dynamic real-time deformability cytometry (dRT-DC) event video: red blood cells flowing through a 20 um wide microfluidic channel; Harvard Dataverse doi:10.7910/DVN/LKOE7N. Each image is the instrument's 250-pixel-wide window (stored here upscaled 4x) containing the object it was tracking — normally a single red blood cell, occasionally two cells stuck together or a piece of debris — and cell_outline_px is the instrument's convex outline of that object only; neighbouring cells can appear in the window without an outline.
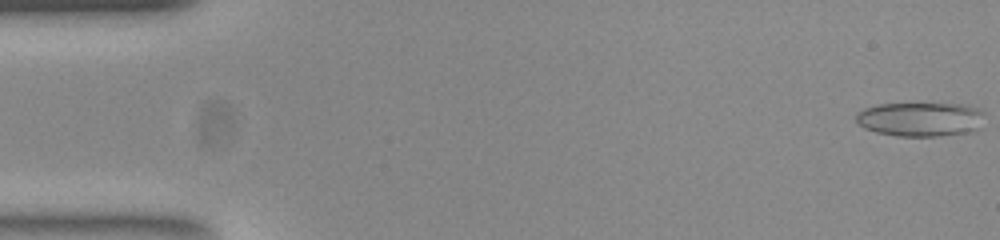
{"species": "common noctule bat (a hibernating species)", "species_latin": "Nyctalus noctula", "temperature_condition": "room temperature", "stored_images_in_passage": 47, "camera_frame_rate_fps": 3000, "um_per_image_px": 0.085, "animal": {"sex": "female", "body_mass_g": 23.0, "forearm_length_mm": 53.4}, "frame": {"image": 1, "passage_image": 1, "time_ms": 0.0, "image_size_px": [1000, 240], "cell_outline_px": [[984, 112], [980, 128], [976, 132], [940, 136], [896, 136], [876, 132], [864, 128], [856, 120], [856, 112], [864, 108], [880, 104], [968, 104], [980, 108]], "centroid_in_image_um": [78.3, 10.14], "position_along_channel_um": 6.7, "area_um2": 26.01}}
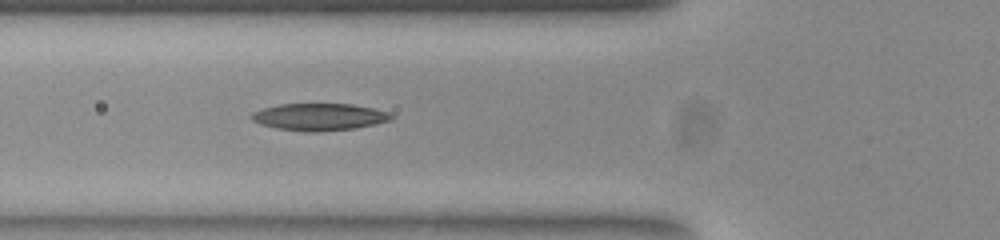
{"frame": {"image": 2, "passage_image": 19, "time_ms": 6.0, "image_size_px": [1000, 240], "cell_outline_px": [[396, 116], [392, 120], [376, 124], [356, 128], [316, 132], [312, 132], [276, 128], [260, 124], [252, 120], [252, 112], [264, 108], [280, 104], [352, 104], [392, 112]], "centroid_in_image_um": [27.21, 9.93], "position_along_channel_um": 98.6, "area_um2": 22.14}}
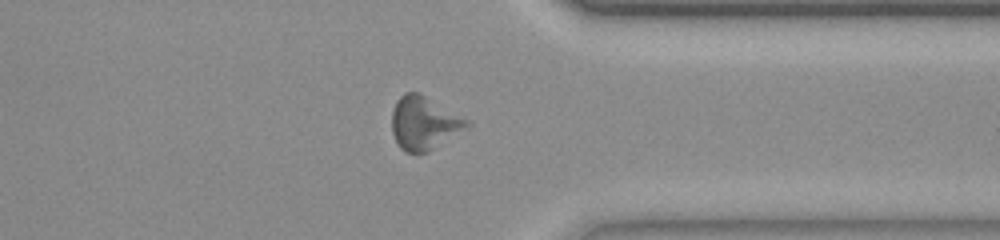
{"frame": {"image": 3, "passage_image": 41, "time_ms": 13.333, "image_size_px": [1000, 240], "cell_outline_px": [[472, 124], [428, 152], [416, 156], [404, 152], [400, 148], [392, 132], [392, 112], [396, 100], [404, 92], [420, 92], [468, 120]], "centroid_in_image_um": [36.0, 10.48], "position_along_channel_um": 375.4, "area_um2": 23.47}}